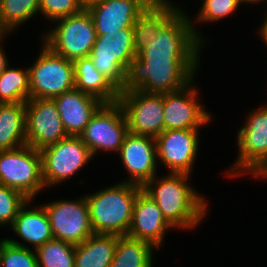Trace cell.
Here are the masks:
<instances>
[{"label": "cell", "mask_w": 267, "mask_h": 267, "mask_svg": "<svg viewBox=\"0 0 267 267\" xmlns=\"http://www.w3.org/2000/svg\"><path fill=\"white\" fill-rule=\"evenodd\" d=\"M190 175L169 173L158 178L155 175L142 190L160 208L166 221L175 229H193L203 221L207 212V200L188 184Z\"/></svg>", "instance_id": "1"}, {"label": "cell", "mask_w": 267, "mask_h": 267, "mask_svg": "<svg viewBox=\"0 0 267 267\" xmlns=\"http://www.w3.org/2000/svg\"><path fill=\"white\" fill-rule=\"evenodd\" d=\"M198 64V60H141L136 56L129 63L120 93L130 90L146 93L179 90L193 80Z\"/></svg>", "instance_id": "2"}, {"label": "cell", "mask_w": 267, "mask_h": 267, "mask_svg": "<svg viewBox=\"0 0 267 267\" xmlns=\"http://www.w3.org/2000/svg\"><path fill=\"white\" fill-rule=\"evenodd\" d=\"M142 187L119 182L85 198L94 234L127 235L132 222L133 205Z\"/></svg>", "instance_id": "3"}, {"label": "cell", "mask_w": 267, "mask_h": 267, "mask_svg": "<svg viewBox=\"0 0 267 267\" xmlns=\"http://www.w3.org/2000/svg\"><path fill=\"white\" fill-rule=\"evenodd\" d=\"M186 15L177 11L137 56L141 60H199L203 42Z\"/></svg>", "instance_id": "4"}, {"label": "cell", "mask_w": 267, "mask_h": 267, "mask_svg": "<svg viewBox=\"0 0 267 267\" xmlns=\"http://www.w3.org/2000/svg\"><path fill=\"white\" fill-rule=\"evenodd\" d=\"M239 155L227 175L252 174L262 177L267 173V105L252 111L238 131Z\"/></svg>", "instance_id": "5"}, {"label": "cell", "mask_w": 267, "mask_h": 267, "mask_svg": "<svg viewBox=\"0 0 267 267\" xmlns=\"http://www.w3.org/2000/svg\"><path fill=\"white\" fill-rule=\"evenodd\" d=\"M0 185L20 191L32 200L45 188L40 150L24 145L0 151Z\"/></svg>", "instance_id": "6"}, {"label": "cell", "mask_w": 267, "mask_h": 267, "mask_svg": "<svg viewBox=\"0 0 267 267\" xmlns=\"http://www.w3.org/2000/svg\"><path fill=\"white\" fill-rule=\"evenodd\" d=\"M55 21L58 23L55 28L43 35L44 44L67 60L89 56L97 35L88 10Z\"/></svg>", "instance_id": "7"}, {"label": "cell", "mask_w": 267, "mask_h": 267, "mask_svg": "<svg viewBox=\"0 0 267 267\" xmlns=\"http://www.w3.org/2000/svg\"><path fill=\"white\" fill-rule=\"evenodd\" d=\"M89 57L96 69L121 90L129 63L136 57L132 28L97 35Z\"/></svg>", "instance_id": "8"}, {"label": "cell", "mask_w": 267, "mask_h": 267, "mask_svg": "<svg viewBox=\"0 0 267 267\" xmlns=\"http://www.w3.org/2000/svg\"><path fill=\"white\" fill-rule=\"evenodd\" d=\"M43 46L34 64L28 68L30 98L53 99L74 88V65L47 45Z\"/></svg>", "instance_id": "9"}, {"label": "cell", "mask_w": 267, "mask_h": 267, "mask_svg": "<svg viewBox=\"0 0 267 267\" xmlns=\"http://www.w3.org/2000/svg\"><path fill=\"white\" fill-rule=\"evenodd\" d=\"M45 188L67 181L92 159L79 136H68L40 150Z\"/></svg>", "instance_id": "10"}, {"label": "cell", "mask_w": 267, "mask_h": 267, "mask_svg": "<svg viewBox=\"0 0 267 267\" xmlns=\"http://www.w3.org/2000/svg\"><path fill=\"white\" fill-rule=\"evenodd\" d=\"M128 132L156 138L164 131V93L130 90L120 93Z\"/></svg>", "instance_id": "11"}, {"label": "cell", "mask_w": 267, "mask_h": 267, "mask_svg": "<svg viewBox=\"0 0 267 267\" xmlns=\"http://www.w3.org/2000/svg\"><path fill=\"white\" fill-rule=\"evenodd\" d=\"M127 133L124 111L119 102H115L103 103L79 137L94 156L99 150L119 152Z\"/></svg>", "instance_id": "12"}, {"label": "cell", "mask_w": 267, "mask_h": 267, "mask_svg": "<svg viewBox=\"0 0 267 267\" xmlns=\"http://www.w3.org/2000/svg\"><path fill=\"white\" fill-rule=\"evenodd\" d=\"M49 218L54 238L77 245L94 232L85 196L74 200H56L42 205Z\"/></svg>", "instance_id": "13"}, {"label": "cell", "mask_w": 267, "mask_h": 267, "mask_svg": "<svg viewBox=\"0 0 267 267\" xmlns=\"http://www.w3.org/2000/svg\"><path fill=\"white\" fill-rule=\"evenodd\" d=\"M25 104L27 145L41 150L68 137L54 99L30 98Z\"/></svg>", "instance_id": "14"}, {"label": "cell", "mask_w": 267, "mask_h": 267, "mask_svg": "<svg viewBox=\"0 0 267 267\" xmlns=\"http://www.w3.org/2000/svg\"><path fill=\"white\" fill-rule=\"evenodd\" d=\"M199 129L164 130L155 138L157 159L170 173L190 175L197 156Z\"/></svg>", "instance_id": "15"}, {"label": "cell", "mask_w": 267, "mask_h": 267, "mask_svg": "<svg viewBox=\"0 0 267 267\" xmlns=\"http://www.w3.org/2000/svg\"><path fill=\"white\" fill-rule=\"evenodd\" d=\"M192 83L164 93V130L199 129L210 122L211 114L198 102V90Z\"/></svg>", "instance_id": "16"}, {"label": "cell", "mask_w": 267, "mask_h": 267, "mask_svg": "<svg viewBox=\"0 0 267 267\" xmlns=\"http://www.w3.org/2000/svg\"><path fill=\"white\" fill-rule=\"evenodd\" d=\"M119 154L130 178L123 182L143 187L156 175L158 159L155 138L128 132Z\"/></svg>", "instance_id": "17"}, {"label": "cell", "mask_w": 267, "mask_h": 267, "mask_svg": "<svg viewBox=\"0 0 267 267\" xmlns=\"http://www.w3.org/2000/svg\"><path fill=\"white\" fill-rule=\"evenodd\" d=\"M170 228L173 227L166 221L156 202L141 190L134 201L132 222L127 236L160 248L164 234Z\"/></svg>", "instance_id": "18"}, {"label": "cell", "mask_w": 267, "mask_h": 267, "mask_svg": "<svg viewBox=\"0 0 267 267\" xmlns=\"http://www.w3.org/2000/svg\"><path fill=\"white\" fill-rule=\"evenodd\" d=\"M144 0H102L87 8L93 18L96 35L132 28L137 17L146 9Z\"/></svg>", "instance_id": "19"}, {"label": "cell", "mask_w": 267, "mask_h": 267, "mask_svg": "<svg viewBox=\"0 0 267 267\" xmlns=\"http://www.w3.org/2000/svg\"><path fill=\"white\" fill-rule=\"evenodd\" d=\"M53 99L68 136H79L103 104L98 98L75 88Z\"/></svg>", "instance_id": "20"}, {"label": "cell", "mask_w": 267, "mask_h": 267, "mask_svg": "<svg viewBox=\"0 0 267 267\" xmlns=\"http://www.w3.org/2000/svg\"><path fill=\"white\" fill-rule=\"evenodd\" d=\"M74 88L98 98L102 103L118 102L120 90L101 72L89 56L73 61Z\"/></svg>", "instance_id": "21"}, {"label": "cell", "mask_w": 267, "mask_h": 267, "mask_svg": "<svg viewBox=\"0 0 267 267\" xmlns=\"http://www.w3.org/2000/svg\"><path fill=\"white\" fill-rule=\"evenodd\" d=\"M29 200L19 211L12 225V231L36 250L46 241L54 238L48 215L43 206L27 209Z\"/></svg>", "instance_id": "22"}, {"label": "cell", "mask_w": 267, "mask_h": 267, "mask_svg": "<svg viewBox=\"0 0 267 267\" xmlns=\"http://www.w3.org/2000/svg\"><path fill=\"white\" fill-rule=\"evenodd\" d=\"M182 9L169 4L148 5L135 20L133 30V43L136 56L147 47L149 41L157 34L160 28L177 12Z\"/></svg>", "instance_id": "23"}, {"label": "cell", "mask_w": 267, "mask_h": 267, "mask_svg": "<svg viewBox=\"0 0 267 267\" xmlns=\"http://www.w3.org/2000/svg\"><path fill=\"white\" fill-rule=\"evenodd\" d=\"M119 236L93 234L75 245V267H110Z\"/></svg>", "instance_id": "24"}, {"label": "cell", "mask_w": 267, "mask_h": 267, "mask_svg": "<svg viewBox=\"0 0 267 267\" xmlns=\"http://www.w3.org/2000/svg\"><path fill=\"white\" fill-rule=\"evenodd\" d=\"M26 145V104L0 103V151Z\"/></svg>", "instance_id": "25"}, {"label": "cell", "mask_w": 267, "mask_h": 267, "mask_svg": "<svg viewBox=\"0 0 267 267\" xmlns=\"http://www.w3.org/2000/svg\"><path fill=\"white\" fill-rule=\"evenodd\" d=\"M149 242L119 236L110 267H153V249Z\"/></svg>", "instance_id": "26"}, {"label": "cell", "mask_w": 267, "mask_h": 267, "mask_svg": "<svg viewBox=\"0 0 267 267\" xmlns=\"http://www.w3.org/2000/svg\"><path fill=\"white\" fill-rule=\"evenodd\" d=\"M30 99L29 69L9 68L0 74V103H26Z\"/></svg>", "instance_id": "27"}, {"label": "cell", "mask_w": 267, "mask_h": 267, "mask_svg": "<svg viewBox=\"0 0 267 267\" xmlns=\"http://www.w3.org/2000/svg\"><path fill=\"white\" fill-rule=\"evenodd\" d=\"M39 4L40 0H0V29L12 32L39 12Z\"/></svg>", "instance_id": "28"}, {"label": "cell", "mask_w": 267, "mask_h": 267, "mask_svg": "<svg viewBox=\"0 0 267 267\" xmlns=\"http://www.w3.org/2000/svg\"><path fill=\"white\" fill-rule=\"evenodd\" d=\"M38 267H75V245L52 238L35 250Z\"/></svg>", "instance_id": "29"}, {"label": "cell", "mask_w": 267, "mask_h": 267, "mask_svg": "<svg viewBox=\"0 0 267 267\" xmlns=\"http://www.w3.org/2000/svg\"><path fill=\"white\" fill-rule=\"evenodd\" d=\"M0 267H38L36 252L9 238L1 253Z\"/></svg>", "instance_id": "30"}, {"label": "cell", "mask_w": 267, "mask_h": 267, "mask_svg": "<svg viewBox=\"0 0 267 267\" xmlns=\"http://www.w3.org/2000/svg\"><path fill=\"white\" fill-rule=\"evenodd\" d=\"M29 200L20 191L0 185V225L11 226L20 209Z\"/></svg>", "instance_id": "31"}, {"label": "cell", "mask_w": 267, "mask_h": 267, "mask_svg": "<svg viewBox=\"0 0 267 267\" xmlns=\"http://www.w3.org/2000/svg\"><path fill=\"white\" fill-rule=\"evenodd\" d=\"M241 2L242 0H203L196 20L217 22L235 12Z\"/></svg>", "instance_id": "32"}, {"label": "cell", "mask_w": 267, "mask_h": 267, "mask_svg": "<svg viewBox=\"0 0 267 267\" xmlns=\"http://www.w3.org/2000/svg\"><path fill=\"white\" fill-rule=\"evenodd\" d=\"M82 10L83 7L78 0H40L39 4V13L52 22L80 13Z\"/></svg>", "instance_id": "33"}, {"label": "cell", "mask_w": 267, "mask_h": 267, "mask_svg": "<svg viewBox=\"0 0 267 267\" xmlns=\"http://www.w3.org/2000/svg\"><path fill=\"white\" fill-rule=\"evenodd\" d=\"M6 33H4L1 37H0V44L2 42V39H4ZM8 58H6V54H5V51H3V49L1 48V45H0V74H2L5 69L7 68L8 66Z\"/></svg>", "instance_id": "34"}, {"label": "cell", "mask_w": 267, "mask_h": 267, "mask_svg": "<svg viewBox=\"0 0 267 267\" xmlns=\"http://www.w3.org/2000/svg\"><path fill=\"white\" fill-rule=\"evenodd\" d=\"M261 29L258 31L260 33L261 38L263 39V42L267 45V13L265 20L263 21L262 27L260 26Z\"/></svg>", "instance_id": "35"}, {"label": "cell", "mask_w": 267, "mask_h": 267, "mask_svg": "<svg viewBox=\"0 0 267 267\" xmlns=\"http://www.w3.org/2000/svg\"><path fill=\"white\" fill-rule=\"evenodd\" d=\"M102 0H78L83 9H87L89 6L101 2Z\"/></svg>", "instance_id": "36"}, {"label": "cell", "mask_w": 267, "mask_h": 267, "mask_svg": "<svg viewBox=\"0 0 267 267\" xmlns=\"http://www.w3.org/2000/svg\"><path fill=\"white\" fill-rule=\"evenodd\" d=\"M148 5L169 4L168 0H144Z\"/></svg>", "instance_id": "37"}, {"label": "cell", "mask_w": 267, "mask_h": 267, "mask_svg": "<svg viewBox=\"0 0 267 267\" xmlns=\"http://www.w3.org/2000/svg\"><path fill=\"white\" fill-rule=\"evenodd\" d=\"M8 241V238H5V239H2L1 241H0V261H1V253H2V250H3V248H4V246H5V243Z\"/></svg>", "instance_id": "38"}, {"label": "cell", "mask_w": 267, "mask_h": 267, "mask_svg": "<svg viewBox=\"0 0 267 267\" xmlns=\"http://www.w3.org/2000/svg\"><path fill=\"white\" fill-rule=\"evenodd\" d=\"M261 1H264V0H242V3H251V4H256V3H260Z\"/></svg>", "instance_id": "39"}, {"label": "cell", "mask_w": 267, "mask_h": 267, "mask_svg": "<svg viewBox=\"0 0 267 267\" xmlns=\"http://www.w3.org/2000/svg\"><path fill=\"white\" fill-rule=\"evenodd\" d=\"M4 34V32L0 29V37Z\"/></svg>", "instance_id": "40"}]
</instances>
